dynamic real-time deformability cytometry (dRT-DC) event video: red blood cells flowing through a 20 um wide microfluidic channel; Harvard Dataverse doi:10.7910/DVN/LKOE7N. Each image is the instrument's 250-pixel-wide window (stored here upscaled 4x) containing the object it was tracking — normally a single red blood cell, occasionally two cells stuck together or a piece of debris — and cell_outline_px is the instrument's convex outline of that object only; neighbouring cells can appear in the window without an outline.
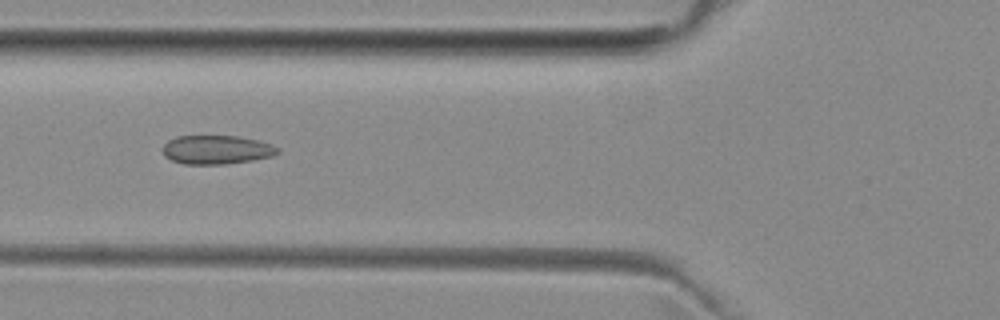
{"species": "common noctule bat (a hibernating species)", "species_latin": "Nyctalus noctula", "temperature_condition": "room temperature", "stored_images_in_passage": 7, "camera_frame_rate_fps": 3000, "um_per_image_px": 0.085, "animal": {"sex": "female", "body_mass_g": 29.2, "forearm_length_mm": 56.3}, "frame": {"image": 1, "passage_image": 4, "time_ms": 3.333, "image_size_px": [1000, 320], "cell_outline_px": [[280, 152], [272, 156], [252, 160], [224, 164], [184, 164], [172, 160], [164, 156], [164, 144], [168, 140], [176, 136], [236, 136], [256, 140], [272, 144], [280, 148]], "centroid_in_image_um": [18.42, 12.72], "position_along_channel_um": 107.4, "area_um2": 19.25}}
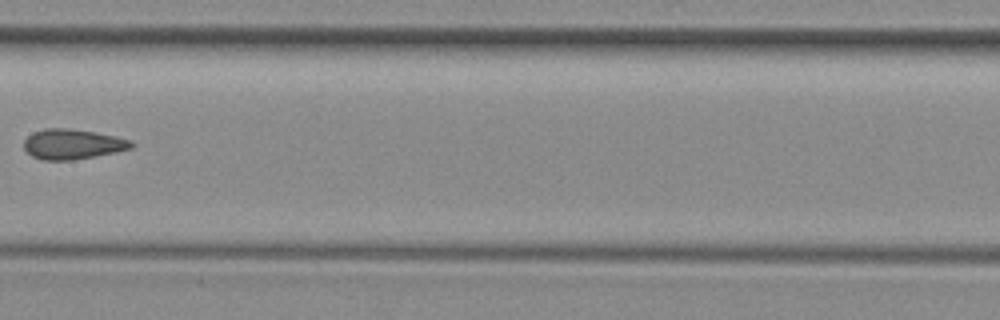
{"frame": {"image": 2, "passage_image": 6, "time_ms": 5.667, "image_size_px": [1000, 320], "cell_outline_px": [[136, 144], [132, 148], [116, 152], [96, 156], [72, 160], [44, 160], [32, 156], [24, 148], [24, 140], [32, 132], [44, 128], [68, 128], [96, 132], [116, 136], [132, 140]], "centroid_in_image_um": [6.2, 12.24], "position_along_channel_um": 201.2, "area_um2": 19.02}}
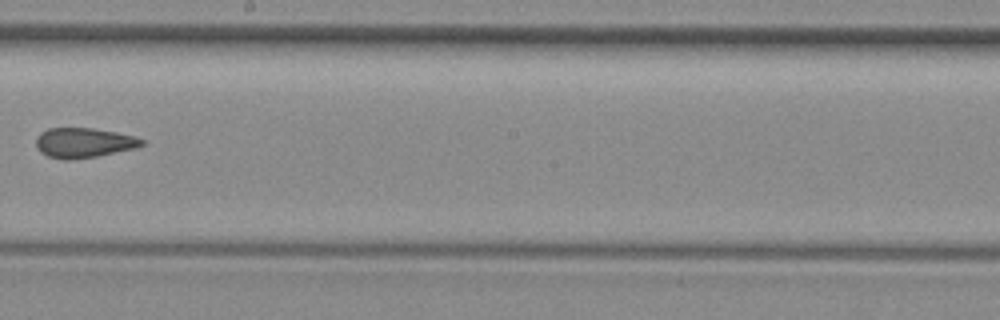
{"frame": {"image": 3, "passage_image": 7, "time_ms": 6.667, "image_size_px": [1000, 320], "cell_outline_px": [[144, 144], [132, 148], [96, 156], [68, 160], [48, 156], [40, 152], [36, 144], [36, 140], [40, 132], [48, 128], [92, 128], [116, 132], [136, 136], [144, 140]], "centroid_in_image_um": [7.09, 12.12], "position_along_channel_um": 241.1, "area_um2": 18.15}}